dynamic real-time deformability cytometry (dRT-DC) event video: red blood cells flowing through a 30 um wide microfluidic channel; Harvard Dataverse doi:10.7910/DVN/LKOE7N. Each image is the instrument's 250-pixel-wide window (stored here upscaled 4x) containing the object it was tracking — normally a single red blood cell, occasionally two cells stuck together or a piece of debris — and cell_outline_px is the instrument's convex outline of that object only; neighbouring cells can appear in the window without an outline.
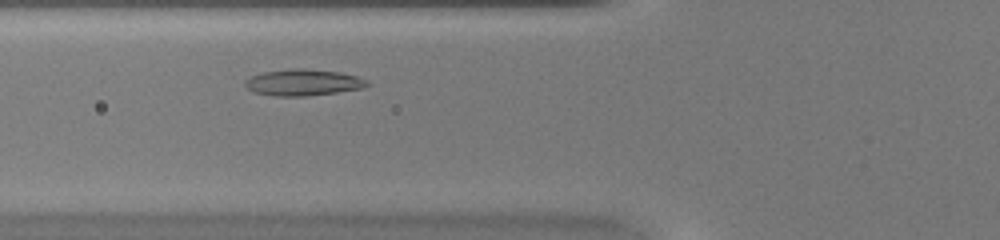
{"species": "common noctule bat (a hibernating species)", "species_latin": "Nyctalus noctula", "temperature_condition": "warm", "stored_images_in_passage": 29, "camera_frame_rate_fps": 3000, "um_per_image_px": 0.085, "animal": {"sex": "female", "body_mass_g": 20.0, "forearm_length_mm": 54.0}, "frame": {"image": 1, "passage_image": 6, "time_ms": 1.667, "image_size_px": [1000, 240], "cell_outline_px": [[372, 84], [364, 88], [336, 92], [304, 96], [272, 96], [252, 92], [244, 84], [244, 80], [252, 76], [264, 72], [292, 68], [304, 68], [340, 72], [356, 76], [368, 80]], "centroid_in_image_um": [25.78, 7.01], "position_along_channel_um": 100.0, "area_um2": 18.9}}
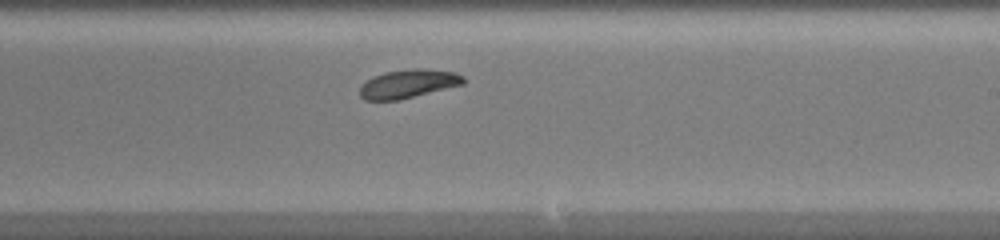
{"frame": {"image": 2, "passage_image": 17, "time_ms": 5.333, "image_size_px": [1000, 240], "cell_outline_px": [[468, 80], [464, 84], [400, 100], [364, 100], [360, 96], [360, 84], [384, 72], [412, 68], [424, 68], [456, 72], [464, 76]], "centroid_in_image_um": [34.75, 7.11], "position_along_channel_um": 254.3, "area_um2": 17.46}}
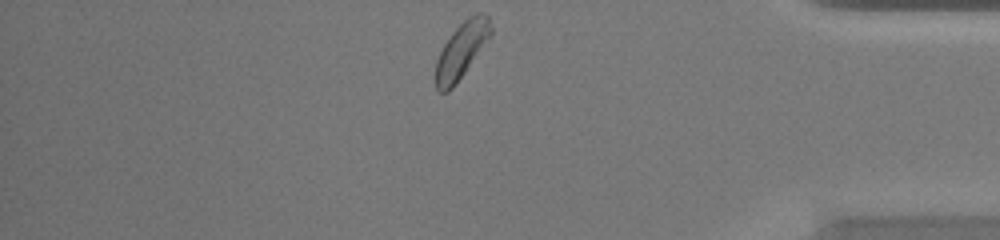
{"frame": {"image": 3, "passage_image": 29, "time_ms": 9.333, "image_size_px": [1000, 240], "cell_outline_px": [[492, 36], [452, 88], [448, 92], [440, 92], [436, 88], [436, 60], [444, 44], [452, 32], [468, 16], [476, 12], [484, 12], [488, 16], [492, 28]], "centroid_in_image_um": [39.26, 4.23], "position_along_channel_um": 395.9, "area_um2": 17.92}, "authors_computed_cell_mechanics": {"area_um2": 17.6868, "velocity_mm_per_s": 4.2219, "shape_relaxation_time_tau1_ms": 3.1093, "shape_relaxation_time_tau2_ms": 7.1433, "deformation_change_tau1": 0.0966, "deformation_change_tau2": 0.1328}}